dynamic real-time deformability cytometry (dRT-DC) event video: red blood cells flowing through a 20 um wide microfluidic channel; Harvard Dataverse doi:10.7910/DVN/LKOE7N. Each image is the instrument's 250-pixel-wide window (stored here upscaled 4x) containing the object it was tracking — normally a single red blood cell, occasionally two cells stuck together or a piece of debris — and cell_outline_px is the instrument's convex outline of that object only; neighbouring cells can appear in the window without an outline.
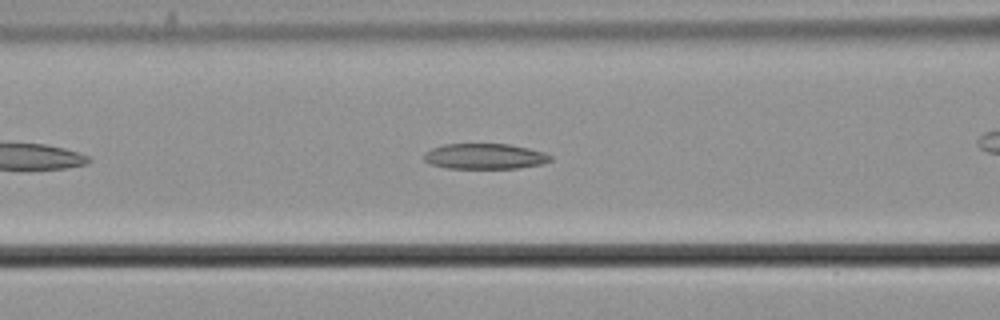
{"species": "common noctule bat (a hibernating species)", "species_latin": "Nyctalus noctula", "temperature_condition": "cold", "stored_images_in_passage": 31, "camera_frame_rate_fps": 3000, "um_per_image_px": 0.085, "animal": {"sex": "male", "body_mass_g": 21.5, "forearm_length_mm": 52.0}, "frame": {"image": 1, "passage_image": 10, "time_ms": 3.0, "image_size_px": [1000, 320], "cell_outline_px": [[552, 160], [544, 164], [520, 168], [448, 168], [428, 164], [424, 160], [424, 152], [432, 148], [444, 144], [508, 144], [528, 148], [544, 152], [552, 156]], "centroid_in_image_um": [41.21, 13.29], "position_along_channel_um": 125.4, "area_um2": 18.96}}
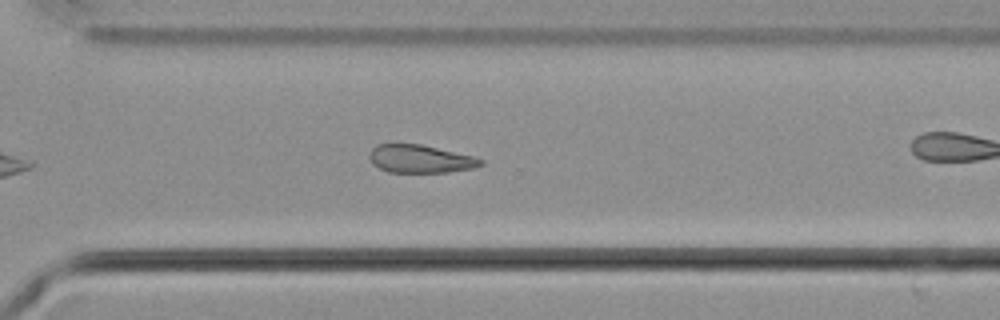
{"frame": {"image": 2, "passage_image": 27, "time_ms": 8.667, "image_size_px": [1000, 320], "cell_outline_px": [[484, 164], [476, 168], [448, 172], [388, 172], [372, 164], [368, 156], [368, 152], [376, 144], [420, 144], [472, 156], [484, 160]], "centroid_in_image_um": [35.7, 13.51], "position_along_channel_um": 334.9, "area_um2": 18.21}}